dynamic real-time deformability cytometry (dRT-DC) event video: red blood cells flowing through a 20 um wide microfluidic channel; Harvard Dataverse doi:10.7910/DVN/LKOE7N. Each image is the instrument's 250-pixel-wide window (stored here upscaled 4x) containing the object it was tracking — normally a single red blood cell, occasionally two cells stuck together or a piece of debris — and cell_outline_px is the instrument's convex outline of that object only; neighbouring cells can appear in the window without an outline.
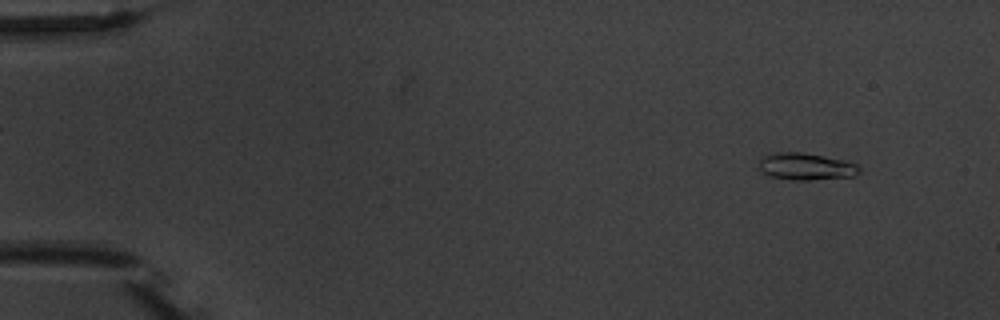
{"species": "common noctule bat (a hibernating species)", "species_latin": "Nyctalus noctula", "temperature_condition": "warm", "stored_images_in_passage": 4, "segment_of_instrument_passage": [1, 2], "camera_frame_rate_fps": 3000, "um_per_image_px": 0.085, "animal": {"sex": "male", "body_mass_g": 20.1, "forearm_length_mm": 53.5}, "frame": {"image": 1, "passage_image": 1, "time_ms": 0.0, "image_size_px": [1000, 320], "cell_outline_px": [[860, 172], [856, 176], [812, 180], [792, 180], [768, 176], [760, 172], [760, 156], [768, 152], [804, 152], [844, 160], [856, 164], [860, 168]], "centroid_in_image_um": [68.47, 14.15], "position_along_channel_um": 16.5, "area_um2": 16.18}}